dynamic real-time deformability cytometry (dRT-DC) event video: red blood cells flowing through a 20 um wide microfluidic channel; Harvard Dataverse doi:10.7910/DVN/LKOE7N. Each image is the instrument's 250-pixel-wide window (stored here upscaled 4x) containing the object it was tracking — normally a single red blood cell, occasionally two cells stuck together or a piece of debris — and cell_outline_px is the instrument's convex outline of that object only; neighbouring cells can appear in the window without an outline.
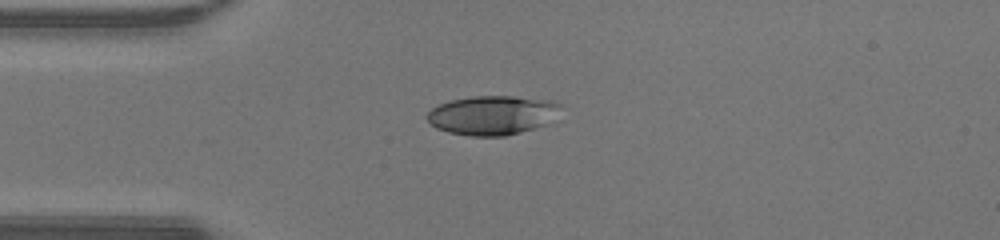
{"species": "human", "species_latin": "Homo sapiens", "temperature_condition": "warm", "stored_images_in_passage": 36, "camera_frame_rate_fps": 3000, "um_per_image_px": 0.085, "donor": {"sex": "male"}, "frame": {"image": 1, "passage_image": 1, "time_ms": 0.0, "image_size_px": [1000, 240], "cell_outline_px": [[564, 108], [552, 124], [504, 136], [468, 136], [448, 132], [436, 128], [424, 116], [432, 108], [440, 104], [452, 100], [472, 96], [512, 96], [556, 100], [564, 104]], "centroid_in_image_um": [41.98, 9.78], "position_along_channel_um": 43.0, "area_um2": 31.33}}
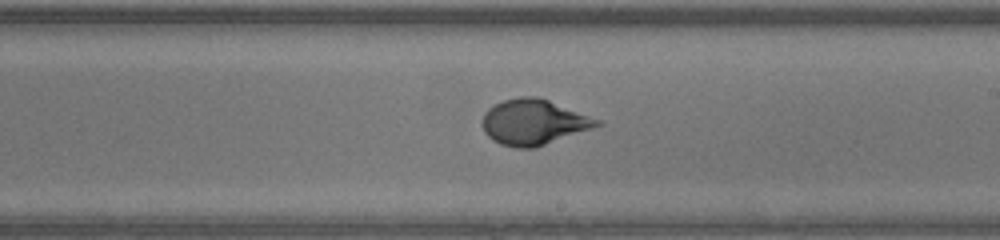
{"frame": {"image": 2, "passage_image": 16, "time_ms": 5.0, "image_size_px": [1000, 240], "cell_outline_px": [[604, 124], [536, 148], [516, 148], [500, 144], [492, 140], [484, 132], [480, 124], [480, 120], [484, 112], [488, 108], [504, 100], [520, 96], [536, 96], [548, 100], [600, 120]], "centroid_in_image_um": [45.31, 10.39], "position_along_channel_um": 243.7, "area_um2": 30.52}}
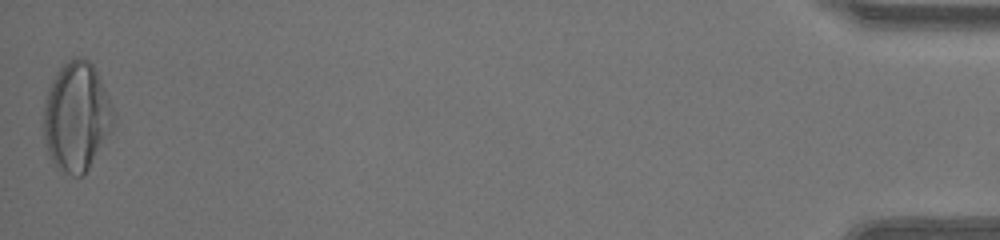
{"frame": {"image": 3, "passage_image": 36, "time_ms": 11.667, "image_size_px": [1000, 240], "cell_outline_px": [[116, 116], [112, 128], [84, 176], [72, 176], [60, 168], [52, 160], [44, 144], [44, 104], [52, 80], [60, 68], [72, 56], [84, 56], [92, 64], [100, 80]], "centroid_in_image_um": [6.5, 9.91], "position_along_channel_um": 428.7, "area_um2": 43.93}, "authors_computed_cell_mechanics": {"area_um2": 30.2583, "velocity_mm_per_s": 4.3441, "shape_relaxation_time_tau1_ms": 4.4727, "shape_relaxation_time_tau2_ms": null, "deformation_change_tau1": 0.2275, "deformation_change_tau2": null}}